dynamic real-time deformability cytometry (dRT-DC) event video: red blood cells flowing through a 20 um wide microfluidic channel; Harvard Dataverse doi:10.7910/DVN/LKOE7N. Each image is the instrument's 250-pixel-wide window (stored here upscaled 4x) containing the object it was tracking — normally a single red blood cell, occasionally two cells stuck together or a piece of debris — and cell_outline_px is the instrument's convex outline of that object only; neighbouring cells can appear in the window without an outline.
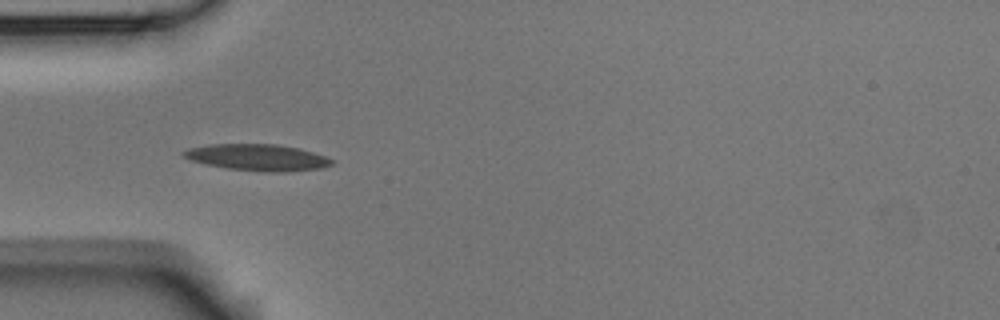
{"species": "Egyptian fruit bat (a non-hibernating species)", "species_latin": "Rousettus aegyptiacus", "temperature_condition": "room temperature", "stored_images_in_passage": 4, "camera_frame_rate_fps": 3000, "um_per_image_px": 0.085, "animal": {"sex": "male"}, "frame": {"image": 1, "passage_image": 4, "time_ms": 4.0, "image_size_px": [1000, 320], "cell_outline_px": [[332, 164], [324, 168], [288, 172], [264, 172], [228, 168], [208, 164], [192, 160], [184, 156], [180, 152], [188, 148], [208, 144], [276, 144], [296, 148], [312, 152], [324, 156], [332, 160]], "centroid_in_image_um": [21.89, 13.38], "position_along_channel_um": 63.1, "area_um2": 22.72}}